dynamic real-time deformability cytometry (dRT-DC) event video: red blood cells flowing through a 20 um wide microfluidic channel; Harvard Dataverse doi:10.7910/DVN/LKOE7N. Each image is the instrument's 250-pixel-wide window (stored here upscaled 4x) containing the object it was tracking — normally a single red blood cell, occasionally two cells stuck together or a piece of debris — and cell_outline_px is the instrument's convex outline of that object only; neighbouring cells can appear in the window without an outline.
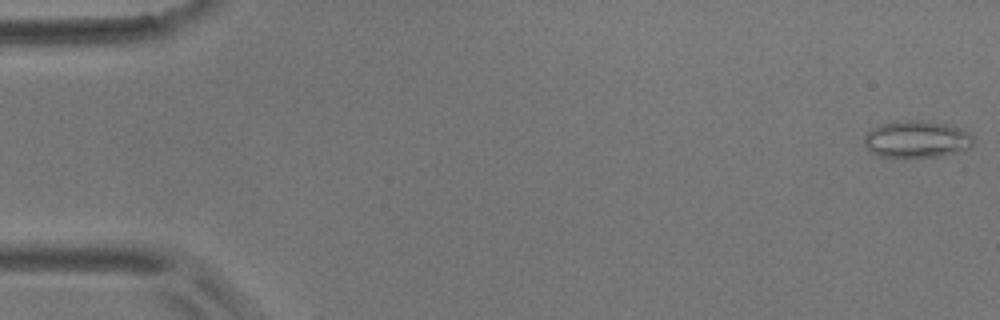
{"species": "common noctule bat (a hibernating species)", "species_latin": "Nyctalus noctula", "temperature_condition": "room temperature", "stored_images_in_passage": 2, "camera_frame_rate_fps": 3000, "um_per_image_px": 0.085, "animal": {"sex": "male", "body_mass_g": 17.9}, "frame": {"image": 1, "passage_image": 1, "time_ms": 0.0, "image_size_px": [1000, 320], "cell_outline_px": [[972, 148], [964, 152], [940, 156], [880, 156], [872, 152], [864, 144], [864, 136], [872, 128], [880, 124], [896, 120], [924, 120], [952, 124], [968, 132], [972, 136]], "centroid_in_image_um": [77.97, 11.81], "position_along_channel_um": 7.0, "area_um2": 23.81}}